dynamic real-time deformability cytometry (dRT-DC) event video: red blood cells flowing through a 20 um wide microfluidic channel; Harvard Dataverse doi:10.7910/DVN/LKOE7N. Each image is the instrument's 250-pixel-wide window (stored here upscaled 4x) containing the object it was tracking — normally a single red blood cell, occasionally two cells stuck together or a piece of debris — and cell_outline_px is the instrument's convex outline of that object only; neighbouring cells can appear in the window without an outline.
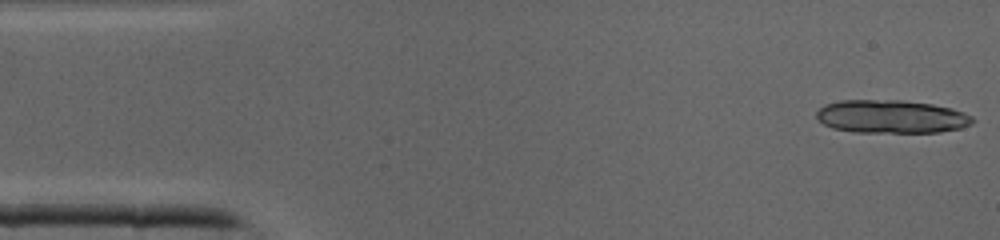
{"species": "common noctule bat (a hibernating species)", "species_latin": "Nyctalus noctula", "temperature_condition": "cold", "stored_images_in_passage": 8, "camera_frame_rate_fps": 3000, "um_per_image_px": 0.085, "animal": {"sex": "male", "body_mass_g": 19.0, "forearm_length_mm": 50.8}, "frame": {"image": 1, "passage_image": 1, "time_ms": 0.0, "image_size_px": [1000, 240], "cell_outline_px": [[976, 120], [972, 124], [960, 128], [940, 132], [856, 132], [832, 128], [824, 124], [816, 116], [816, 112], [824, 104], [840, 100], [900, 100], [932, 104], [952, 108], [964, 112], [972, 116]], "centroid_in_image_um": [75.78, 9.91], "position_along_channel_um": 9.2, "area_um2": 30.29}}